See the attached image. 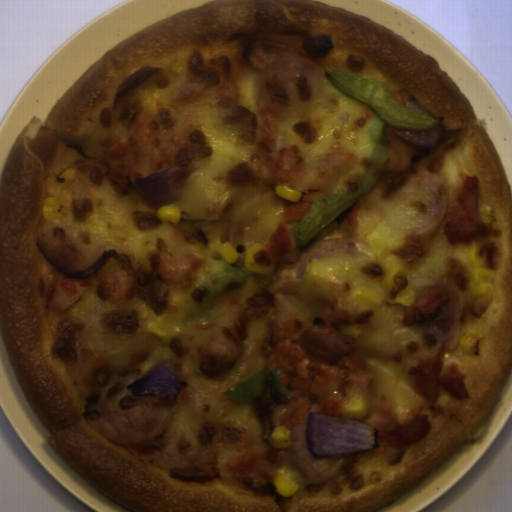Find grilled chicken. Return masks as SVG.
I'll list each match as a JSON object with an SVG mask.
<instances>
[{
    "instance_id": "5",
    "label": "grilled chicken",
    "mask_w": 512,
    "mask_h": 512,
    "mask_svg": "<svg viewBox=\"0 0 512 512\" xmlns=\"http://www.w3.org/2000/svg\"><path fill=\"white\" fill-rule=\"evenodd\" d=\"M447 300V293L441 285H434L424 291L415 304L416 313L423 317H430Z\"/></svg>"
},
{
    "instance_id": "4",
    "label": "grilled chicken",
    "mask_w": 512,
    "mask_h": 512,
    "mask_svg": "<svg viewBox=\"0 0 512 512\" xmlns=\"http://www.w3.org/2000/svg\"><path fill=\"white\" fill-rule=\"evenodd\" d=\"M412 391L432 408L444 388L451 397L467 398L468 378L465 369L452 364L442 371V358L432 354L414 363L410 369Z\"/></svg>"
},
{
    "instance_id": "2",
    "label": "grilled chicken",
    "mask_w": 512,
    "mask_h": 512,
    "mask_svg": "<svg viewBox=\"0 0 512 512\" xmlns=\"http://www.w3.org/2000/svg\"><path fill=\"white\" fill-rule=\"evenodd\" d=\"M238 58L191 53L188 76L173 87V99H158L139 112L134 122L102 156L104 177L121 189L138 187L136 178L151 176L176 165L182 152L187 157L186 175L203 168L212 150L200 128L204 110L246 144L248 156L216 175L215 184L243 189L287 186L302 195L300 201L283 198V220L272 231L264 253L275 268L298 267L301 249L293 229L311 207L316 195L329 197L347 173L361 162L359 156L328 151L307 156L298 145L281 146L283 108L262 105L258 113L239 106Z\"/></svg>"
},
{
    "instance_id": "1",
    "label": "grilled chicken",
    "mask_w": 512,
    "mask_h": 512,
    "mask_svg": "<svg viewBox=\"0 0 512 512\" xmlns=\"http://www.w3.org/2000/svg\"><path fill=\"white\" fill-rule=\"evenodd\" d=\"M299 279L258 281L240 300V290L215 298L206 315L188 322L172 339V371L186 381L180 401L194 398L198 378H220L233 387L267 365L288 391L291 403L262 409L237 400L219 421L201 422L199 444L232 452L229 471L243 484L270 485L284 467L282 449L269 443L276 426L289 431L309 414L341 417V405L361 395L368 410L360 421L378 430L376 452H400L428 437L425 411H393L384 387L374 383L355 337L335 327H365L372 311L355 310L350 292L333 281L309 286L320 298V315L304 310L295 294Z\"/></svg>"
},
{
    "instance_id": "3",
    "label": "grilled chicken",
    "mask_w": 512,
    "mask_h": 512,
    "mask_svg": "<svg viewBox=\"0 0 512 512\" xmlns=\"http://www.w3.org/2000/svg\"><path fill=\"white\" fill-rule=\"evenodd\" d=\"M34 235L47 264L58 272L45 301L53 314L99 283L98 295L110 305L137 298L154 311H165L173 288L190 289L204 264L194 248L180 258L166 250L152 251L146 254L149 272L131 250L115 244L85 248L63 234Z\"/></svg>"
}]
</instances>
